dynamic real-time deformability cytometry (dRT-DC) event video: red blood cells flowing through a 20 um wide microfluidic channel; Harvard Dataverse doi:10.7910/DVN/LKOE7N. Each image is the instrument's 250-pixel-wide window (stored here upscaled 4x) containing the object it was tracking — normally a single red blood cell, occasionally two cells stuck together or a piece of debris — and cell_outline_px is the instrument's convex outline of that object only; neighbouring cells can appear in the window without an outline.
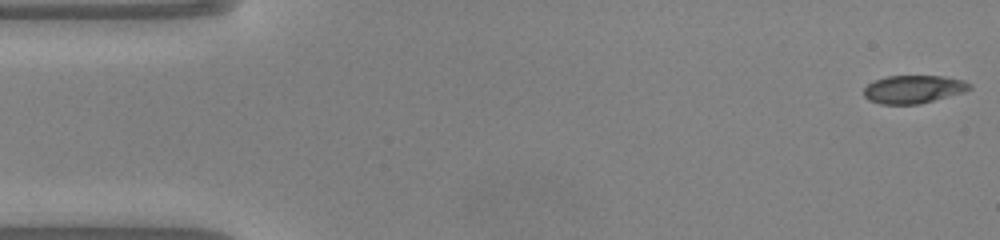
{"species": "common noctule bat (a hibernating species)", "species_latin": "Nyctalus noctula", "temperature_condition": "warm", "stored_images_in_passage": 48, "camera_frame_rate_fps": 3000, "um_per_image_px": 0.085, "animal": {"sex": "male", "body_mass_g": 20.0, "forearm_length_mm": 53.3}, "frame": {"image": 1, "passage_image": 1, "time_ms": 0.0, "image_size_px": [1000, 240], "cell_outline_px": [[972, 88], [964, 92], [920, 104], [880, 104], [868, 100], [864, 96], [864, 88], [868, 84], [876, 80], [888, 76], [944, 76], [964, 80], [972, 84]], "centroid_in_image_um": [77.67, 7.59], "position_along_channel_um": 7.3, "area_um2": 17.34}}
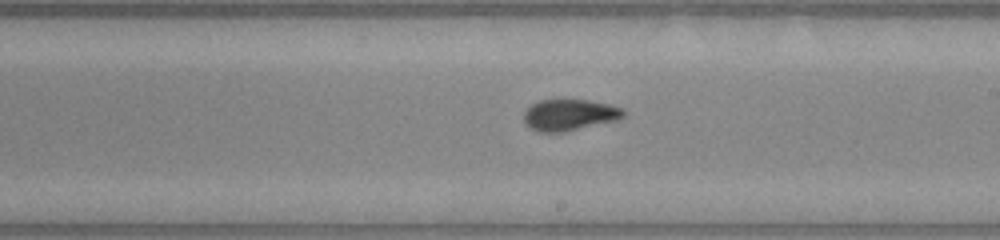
{"frame": {"image": 2, "passage_image": 27, "time_ms": 8.667, "image_size_px": [1000, 240], "cell_outline_px": [[628, 112], [624, 116], [616, 120], [564, 132], [540, 132], [524, 124], [524, 112], [532, 104], [540, 100], [564, 96], [588, 100], [608, 104], [624, 108]], "centroid_in_image_um": [48.41, 9.71], "position_along_channel_um": 240.6, "area_um2": 18.84}}
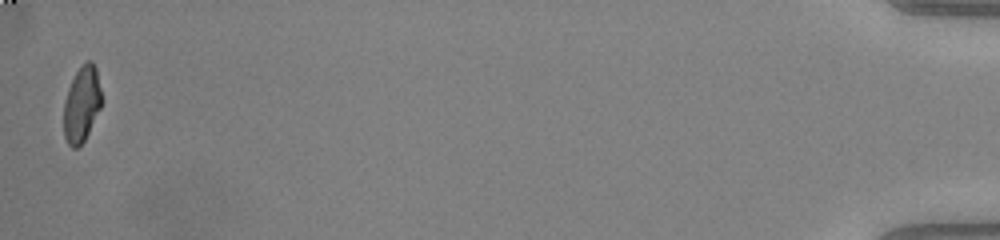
{"frame": {"image": 3, "passage_image": 48, "time_ms": 15.667, "image_size_px": [1000, 240], "cell_outline_px": [[104, 100], [84, 140], [76, 148], [72, 148], [68, 144], [64, 136], [64, 100], [68, 88], [76, 72], [88, 60], [92, 60], [96, 68]], "centroid_in_image_um": [6.96, 8.84], "position_along_channel_um": 428.2, "area_um2": 16.7}, "authors_computed_cell_mechanics": {"area_um2": 17.918, "velocity_mm_per_s": 4.1294, "shape_relaxation_time_tau1_ms": 3.1494, "shape_relaxation_time_tau2_ms": 1.3133, "deformation_change_tau1": 0.1842, "deformation_change_tau2": 0.0677}}